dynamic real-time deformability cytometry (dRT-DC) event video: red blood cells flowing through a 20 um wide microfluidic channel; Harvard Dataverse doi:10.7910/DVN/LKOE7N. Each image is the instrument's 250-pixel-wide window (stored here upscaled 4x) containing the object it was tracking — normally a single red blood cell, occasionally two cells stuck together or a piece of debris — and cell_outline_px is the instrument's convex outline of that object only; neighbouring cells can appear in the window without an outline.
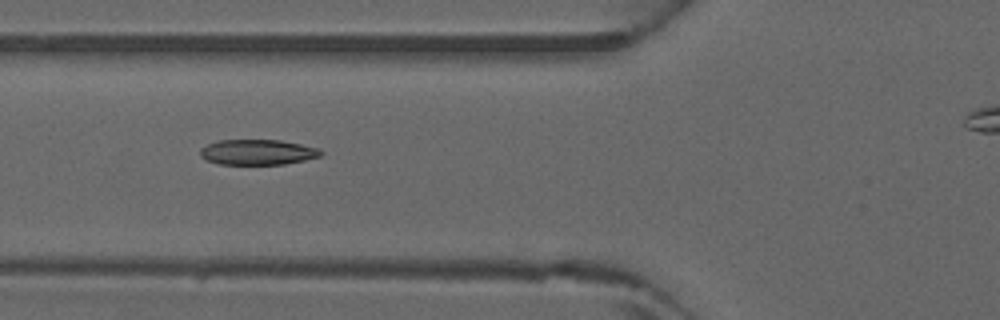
{"species": "common noctule bat (a hibernating species)", "species_latin": "Nyctalus noctula", "temperature_condition": "warm", "stored_images_in_passage": 2, "camera_frame_rate_fps": 3000, "um_per_image_px": 0.085, "animal": {"sex": "male", "forearm_length_mm": 52.5}, "frame": {"image": 1, "passage_image": 2, "time_ms": 0.333, "image_size_px": [1000, 320], "cell_outline_px": [[324, 152], [320, 156], [304, 160], [284, 164], [220, 164], [204, 160], [200, 156], [200, 148], [208, 144], [220, 140], [280, 140], [320, 148]], "centroid_in_image_um": [21.89, 12.93], "position_along_channel_um": 103.9, "area_um2": 17.86}}